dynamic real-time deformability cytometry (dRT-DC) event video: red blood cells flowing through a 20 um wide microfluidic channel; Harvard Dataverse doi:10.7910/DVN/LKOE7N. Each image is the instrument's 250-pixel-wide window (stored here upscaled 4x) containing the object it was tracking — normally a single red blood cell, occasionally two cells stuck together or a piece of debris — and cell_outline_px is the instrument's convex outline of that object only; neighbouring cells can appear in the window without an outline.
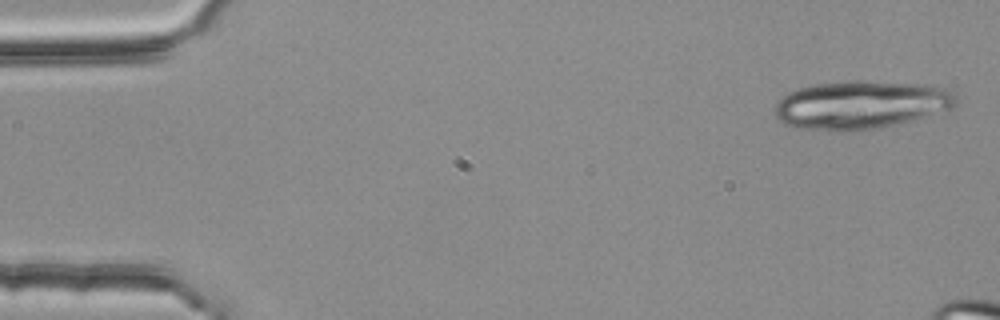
{"species": "common noctule bat (a hibernating species)", "species_latin": "Nyctalus noctula", "temperature_condition": "room temperature", "stored_images_in_passage": 4, "camera_frame_rate_fps": 3000, "um_per_image_px": 0.085, "animal": {"sex": "female", "body_mass_g": 25.1}, "frame": {"image": 1, "passage_image": 1, "time_ms": 0.0, "image_size_px": [1000, 320], "cell_outline_px": [[956, 104], [952, 108], [912, 120], [872, 128], [800, 128], [784, 124], [776, 120], [776, 104], [788, 92], [800, 88], [816, 84], [852, 80], [864, 80], [924, 84], [952, 88], [956, 92]], "centroid_in_image_um": [73.24, 8.85], "position_along_channel_um": 11.8, "area_um2": 50.0}}